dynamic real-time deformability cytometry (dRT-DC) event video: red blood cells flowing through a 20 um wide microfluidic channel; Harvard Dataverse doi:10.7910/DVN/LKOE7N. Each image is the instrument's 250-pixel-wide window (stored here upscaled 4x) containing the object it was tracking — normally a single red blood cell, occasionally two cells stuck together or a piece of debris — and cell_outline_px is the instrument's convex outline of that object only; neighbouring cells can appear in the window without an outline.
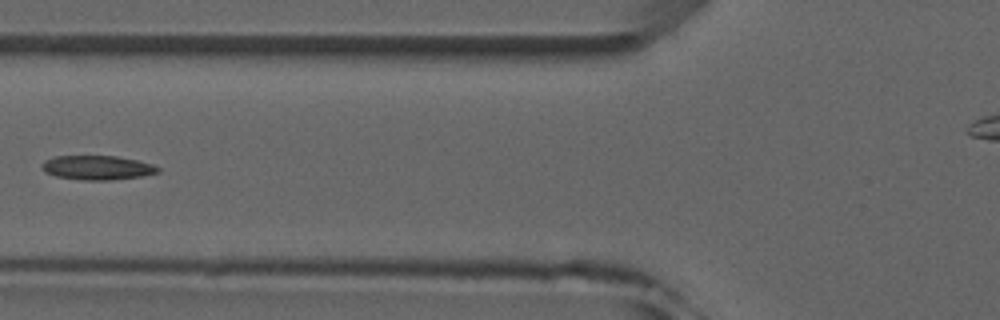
{"species": "common noctule bat (a hibernating species)", "species_latin": "Nyctalus noctula", "temperature_condition": "room temperature", "stored_images_in_passage": 5, "camera_frame_rate_fps": 3000, "um_per_image_px": 0.085, "animal": {"sex": "male", "forearm_length_mm": 52.5}, "frame": {"image": 1, "passage_image": 5, "time_ms": 5.333, "image_size_px": [1000, 320], "cell_outline_px": [[160, 172], [140, 176], [108, 180], [84, 180], [56, 176], [44, 172], [40, 168], [40, 164], [44, 160], [56, 156], [116, 156], [136, 160], [152, 164], [160, 168]], "centroid_in_image_um": [8.22, 14.24], "position_along_channel_um": 117.6, "area_um2": 16.36}}